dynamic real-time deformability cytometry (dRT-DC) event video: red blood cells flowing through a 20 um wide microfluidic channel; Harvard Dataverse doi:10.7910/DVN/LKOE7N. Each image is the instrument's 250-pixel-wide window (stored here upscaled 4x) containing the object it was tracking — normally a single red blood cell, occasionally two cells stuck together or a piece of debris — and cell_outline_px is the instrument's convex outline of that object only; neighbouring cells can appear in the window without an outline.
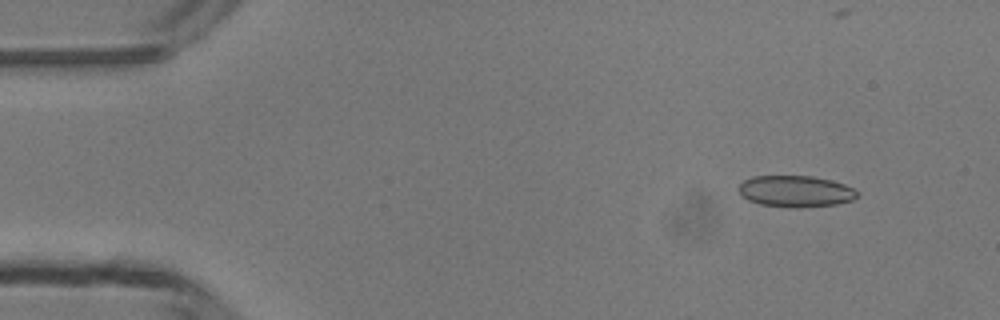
{"species": "common noctule bat (a hibernating species)", "species_latin": "Nyctalus noctula", "temperature_condition": "room temperature", "stored_images_in_passage": 40, "camera_frame_rate_fps": 3000, "um_per_image_px": 0.085, "animal": {"sex": "male", "body_mass_g": 13.3}, "frame": {"image": 1, "passage_image": 4, "time_ms": 1.0, "image_size_px": [1000, 320], "cell_outline_px": [[856, 196], [852, 200], [836, 204], [800, 208], [788, 208], [760, 204], [748, 200], [740, 196], [736, 188], [744, 180], [752, 176], [812, 176], [832, 180], [844, 184], [852, 188], [856, 192]], "centroid_in_image_um": [67.55, 16.26], "position_along_channel_um": 17.4, "area_um2": 21.91}}
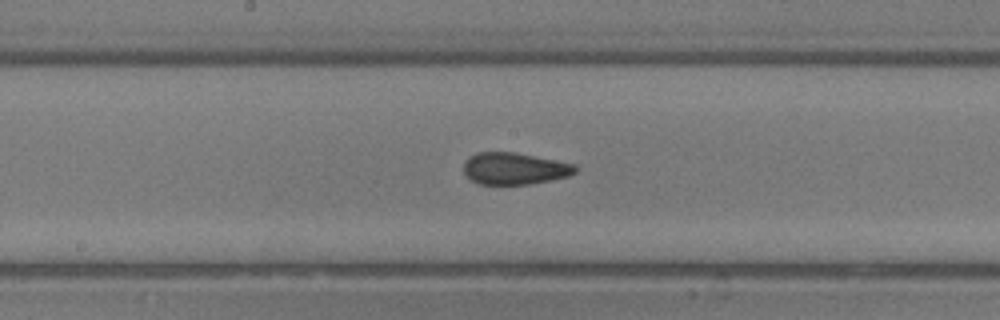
{"frame": {"image": 2, "passage_image": 24, "time_ms": 7.667, "image_size_px": [1000, 320], "cell_outline_px": [[580, 168], [576, 172], [568, 176], [528, 184], [480, 184], [472, 180], [464, 172], [464, 164], [476, 152], [516, 152], [576, 164]], "centroid_in_image_um": [43.78, 14.32], "position_along_channel_um": 204.4, "area_um2": 20.58}}
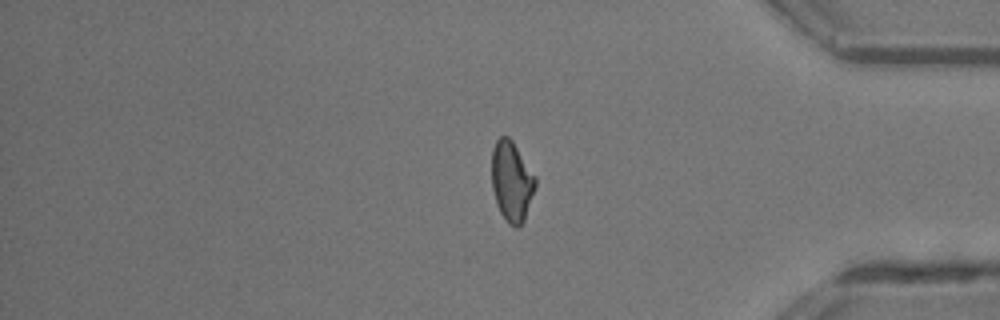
{"frame": {"image": 3, "passage_image": 39, "time_ms": 12.667, "image_size_px": [1000, 320], "cell_outline_px": [[536, 184], [524, 220], [516, 228], [508, 224], [500, 212], [496, 204], [492, 188], [492, 148], [496, 140], [500, 136], [508, 136], [512, 140], [536, 176]], "centroid_in_image_um": [43.48, 15.4], "position_along_channel_um": 391.7, "area_um2": 20.4}}